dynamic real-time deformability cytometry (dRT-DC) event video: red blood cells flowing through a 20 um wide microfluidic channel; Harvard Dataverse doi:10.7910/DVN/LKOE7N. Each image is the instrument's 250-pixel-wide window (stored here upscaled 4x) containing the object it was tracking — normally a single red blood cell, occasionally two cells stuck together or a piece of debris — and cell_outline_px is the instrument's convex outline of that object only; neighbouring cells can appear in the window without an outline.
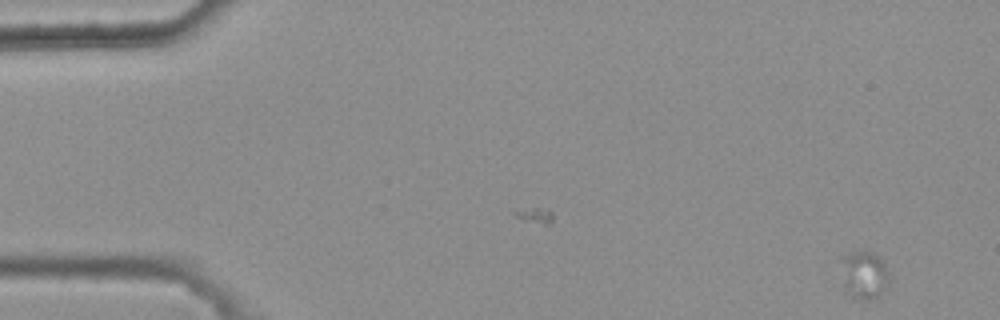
{"species": "common noctule bat (a hibernating species)", "species_latin": "Nyctalus noctula", "temperature_condition": "warm", "stored_images_in_passage": 20, "camera_frame_rate_fps": 3000, "um_per_image_px": 0.085, "animal": {"sex": "female", "body_mass_g": 25.1}, "frame": {"image": 1, "passage_image": 1, "time_ms": 0.0, "image_size_px": [1000, 320], "cell_outline_px": [[888, 276], [880, 292], [872, 300], [860, 300], [852, 296], [844, 288], [844, 256], [852, 252], [872, 252], [880, 256], [884, 264]], "centroid_in_image_um": [73.45, 23.37], "position_along_channel_um": 11.5, "area_um2": 12.54}}